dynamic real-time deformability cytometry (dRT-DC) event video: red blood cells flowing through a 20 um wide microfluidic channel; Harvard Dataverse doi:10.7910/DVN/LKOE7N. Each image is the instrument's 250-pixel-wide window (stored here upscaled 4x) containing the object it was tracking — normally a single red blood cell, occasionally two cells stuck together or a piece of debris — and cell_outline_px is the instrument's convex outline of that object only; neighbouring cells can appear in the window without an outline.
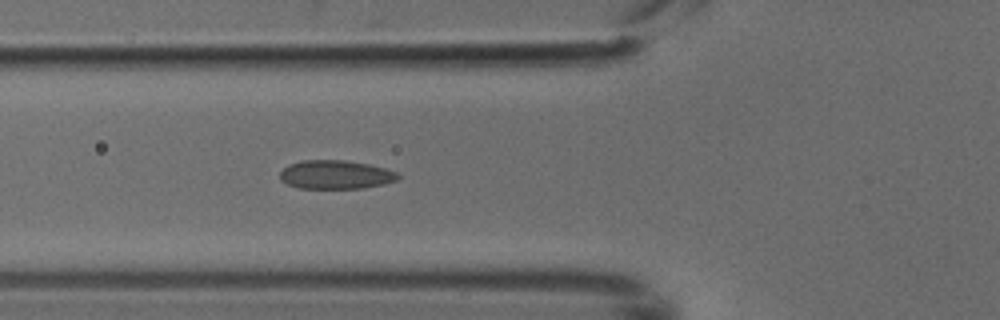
{"species": "common noctule bat (a hibernating species)", "species_latin": "Nyctalus noctula", "temperature_condition": "cold", "stored_images_in_passage": 6, "camera_frame_rate_fps": 3000, "um_per_image_px": 0.085, "animal": {"sex": "male", "body_mass_g": 18.8}, "frame": {"image": 1, "passage_image": 6, "time_ms": 1.667, "image_size_px": [1000, 320], "cell_outline_px": [[400, 176], [396, 180], [384, 184], [364, 188], [300, 188], [288, 184], [280, 180], [280, 172], [288, 164], [304, 160], [344, 160], [368, 164], [384, 168], [396, 172]], "centroid_in_image_um": [28.52, 14.84], "position_along_channel_um": 97.3, "area_um2": 19.65}}